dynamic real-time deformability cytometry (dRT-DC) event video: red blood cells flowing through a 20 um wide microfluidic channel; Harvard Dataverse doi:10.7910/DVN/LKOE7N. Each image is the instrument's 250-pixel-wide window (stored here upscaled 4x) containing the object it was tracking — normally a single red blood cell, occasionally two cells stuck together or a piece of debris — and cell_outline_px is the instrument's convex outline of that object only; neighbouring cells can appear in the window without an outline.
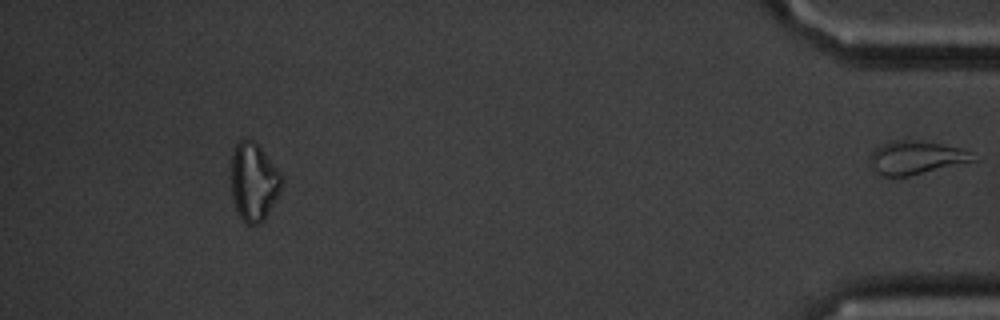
{"species": "common noctule bat (a hibernating species)", "species_latin": "Nyctalus noctula", "temperature_condition": "cold", "stored_images_in_passage": 55, "segment_of_instrument_passage": [2, 2], "camera_frame_rate_fps": 3000, "um_per_image_px": 0.085, "animal": {"sex": "male", "body_mass_g": 20.1, "forearm_length_mm": 53.5}, "frame": {"image": 1, "passage_image": 55, "time_ms": 18.0, "image_size_px": [1000, 320], "cell_outline_px": [[984, 156], [980, 160], [908, 176], [884, 176], [876, 172], [868, 164], [868, 160], [872, 152], [876, 148], [892, 140], [916, 140], [964, 148]], "centroid_in_image_um": [77.98, 13.39], "position_along_channel_um": 357.2, "area_um2": 20.58}}